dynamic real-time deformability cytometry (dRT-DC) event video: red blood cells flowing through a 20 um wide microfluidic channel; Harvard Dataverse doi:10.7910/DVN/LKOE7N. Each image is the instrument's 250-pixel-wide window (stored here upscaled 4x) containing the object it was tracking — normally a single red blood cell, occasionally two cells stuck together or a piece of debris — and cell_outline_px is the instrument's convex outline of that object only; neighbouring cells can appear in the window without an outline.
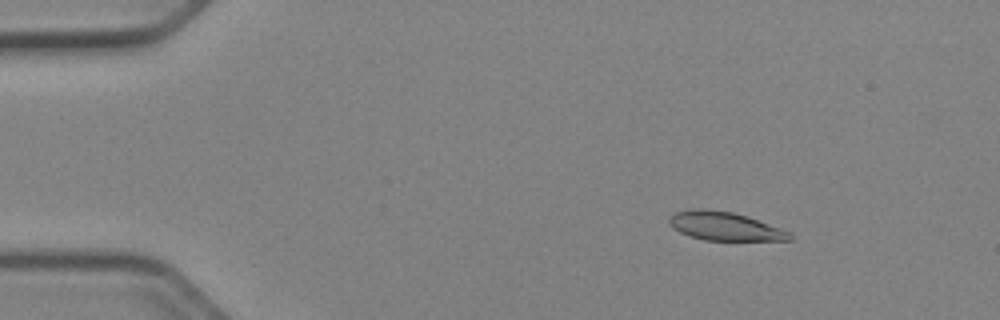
{"species": "Egyptian fruit bat (a non-hibernating species)", "species_latin": "Rousettus aegyptiacus", "temperature_condition": "cold", "stored_images_in_passage": 52, "camera_frame_rate_fps": 3000, "um_per_image_px": 0.085, "animal": {"sex": "female"}, "frame": {"image": 1, "passage_image": 8, "time_ms": 2.333, "image_size_px": [1000, 320], "cell_outline_px": [[792, 240], [704, 240], [680, 232], [672, 228], [668, 224], [668, 216], [676, 212], [692, 208], [704, 208], [732, 212], [748, 216], [792, 232]], "centroid_in_image_um": [61.59, 19.21], "position_along_channel_um": 23.4, "area_um2": 20.23}}
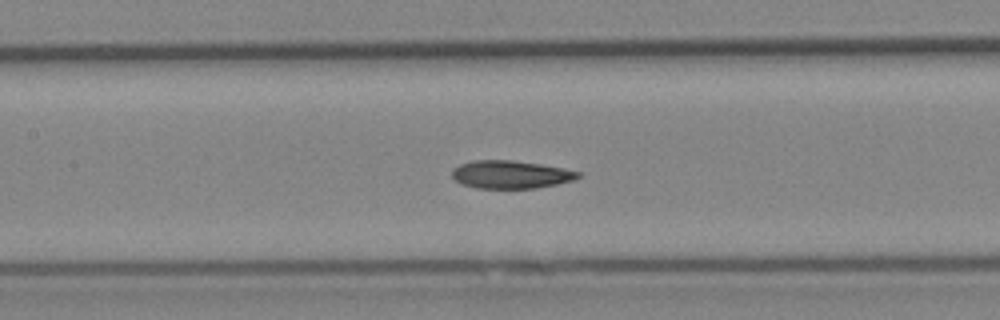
{"frame": {"image": 2, "passage_image": 25, "time_ms": 8.0, "image_size_px": [1000, 320], "cell_outline_px": [[580, 176], [572, 180], [556, 184], [536, 188], [476, 188], [460, 184], [452, 176], [452, 168], [460, 164], [472, 160], [512, 160], [540, 164], [564, 168], [580, 172]], "centroid_in_image_um": [43.37, 14.83], "position_along_channel_um": 164.0, "area_um2": 20.52}}
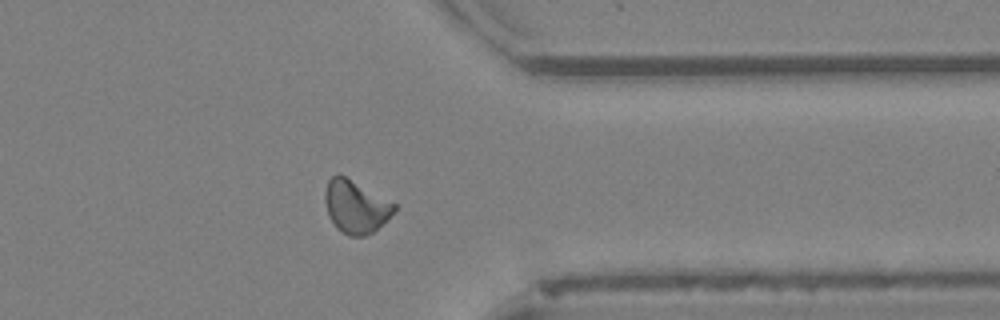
{"frame": {"image": 3, "passage_image": 42, "time_ms": 13.667, "image_size_px": [1000, 320], "cell_outline_px": [[396, 208], [372, 232], [364, 236], [348, 236], [336, 228], [328, 216], [324, 200], [324, 192], [328, 180], [336, 172], [344, 176], [396, 204]], "centroid_in_image_um": [30.16, 17.56], "position_along_channel_um": 381.2, "area_um2": 20.92}, "authors_computed_cell_mechanics": {"area_um2": 20.6057, "velocity_mm_per_s": 3.9512, "shape_relaxation_time_tau1_ms": 3.167, "shape_relaxation_time_tau2_ms": 2.8548, "deformation_change_tau1": 0.1184, "deformation_change_tau2": 0.0833}}